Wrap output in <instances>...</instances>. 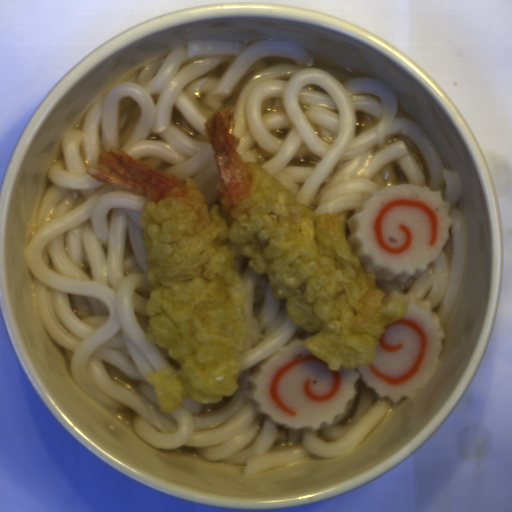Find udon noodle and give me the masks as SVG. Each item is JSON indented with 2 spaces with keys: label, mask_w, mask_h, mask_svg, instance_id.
<instances>
[{
  "label": "udon noodle",
  "mask_w": 512,
  "mask_h": 512,
  "mask_svg": "<svg viewBox=\"0 0 512 512\" xmlns=\"http://www.w3.org/2000/svg\"><path fill=\"white\" fill-rule=\"evenodd\" d=\"M228 108H235L242 161L260 165L315 214L342 217L346 239L348 218L371 191L413 184L442 192L452 221L439 257L405 282L370 273L382 292L429 301L443 330L465 283L469 250L457 208L461 178L444 167L428 134L398 112L393 87L316 63L306 47L198 40L89 108L82 127L61 142L23 252L40 321L63 349L75 385L97 403L129 411L134 434L149 447H189L243 467L248 477L310 456L351 453L392 401L360 378L332 424L313 431L271 423L248 397L247 378L293 337L312 331L292 322L287 298H274L268 275L252 270L230 241L248 321L237 389L213 404L186 398L161 411L147 373L181 366L146 337L150 283L140 215L148 198L87 169L118 147L183 183L192 179L211 209L220 205V174L204 122Z\"/></svg>",
  "instance_id": "d5520da0"
}]
</instances>
